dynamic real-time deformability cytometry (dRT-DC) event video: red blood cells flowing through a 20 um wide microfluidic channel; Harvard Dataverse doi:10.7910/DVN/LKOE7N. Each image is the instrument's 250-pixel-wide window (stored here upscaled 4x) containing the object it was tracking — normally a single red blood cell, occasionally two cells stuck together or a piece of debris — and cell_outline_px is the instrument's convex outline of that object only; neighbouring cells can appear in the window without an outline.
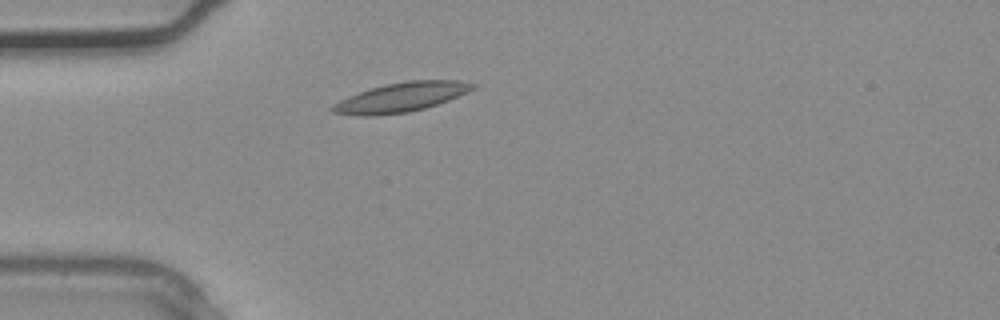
{"species": "common noctule bat (a hibernating species)", "species_latin": "Nyctalus noctula", "temperature_condition": "warm", "stored_images_in_passage": 3, "camera_frame_rate_fps": 3000, "um_per_image_px": 0.085, "animal": {"sex": "male", "body_mass_g": 20.4}, "frame": {"image": 1, "passage_image": 3, "time_ms": 0.667, "image_size_px": [1000, 320], "cell_outline_px": [[476, 88], [448, 100], [424, 108], [408, 112], [376, 116], [356, 116], [332, 112], [328, 108], [332, 104], [348, 96], [384, 84], [408, 80], [460, 80], [476, 84]], "centroid_in_image_um": [34.06, 8.27], "position_along_channel_um": 50.9, "area_um2": 24.04}}